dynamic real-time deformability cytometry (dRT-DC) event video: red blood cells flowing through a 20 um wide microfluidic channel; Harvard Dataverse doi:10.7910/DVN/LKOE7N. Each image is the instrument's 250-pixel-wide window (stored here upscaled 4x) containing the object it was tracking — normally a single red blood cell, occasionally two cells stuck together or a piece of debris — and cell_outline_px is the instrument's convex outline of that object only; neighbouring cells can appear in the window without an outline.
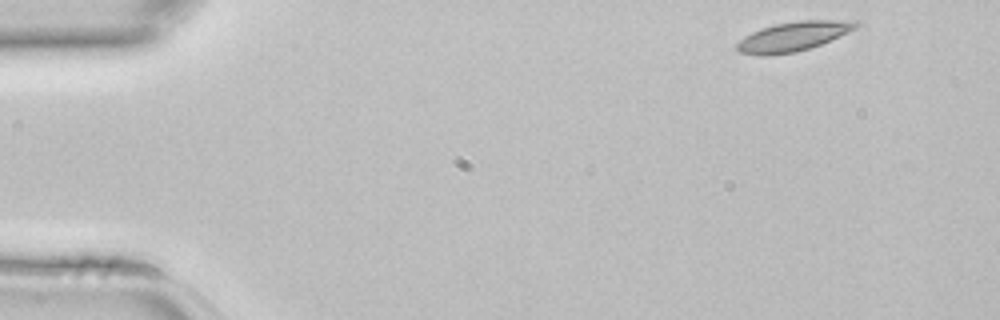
{"species": "common noctule bat (a hibernating species)", "species_latin": "Nyctalus noctula", "temperature_condition": "room temperature", "stored_images_in_passage": 42, "camera_frame_rate_fps": 3000, "um_per_image_px": 0.085, "animal": {"sex": "female", "body_mass_g": 22.7, "forearm_length_mm": 54.2}, "frame": {"image": 1, "passage_image": 1, "time_ms": 0.0, "image_size_px": [1000, 320], "cell_outline_px": [[860, 24], [856, 28], [848, 32], [820, 44], [796, 52], [768, 56], [760, 56], [736, 52], [736, 44], [744, 36], [752, 32], [776, 24], [800, 20], [860, 20]], "centroid_in_image_um": [67.41, 3.1], "position_along_channel_um": 17.6, "area_um2": 20.4}}
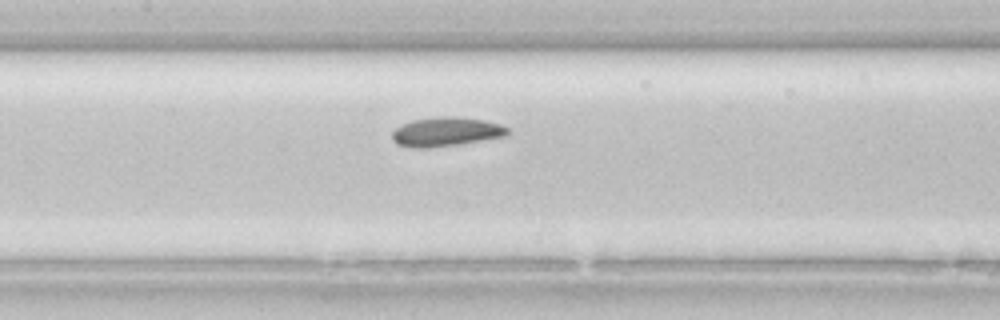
{"frame": {"image": 2, "passage_image": 18, "time_ms": 5.667, "image_size_px": [1000, 320], "cell_outline_px": [[508, 136], [460, 144], [428, 148], [416, 148], [396, 144], [392, 140], [392, 132], [396, 128], [412, 120], [436, 116], [456, 116], [484, 120], [500, 124], [508, 128]], "centroid_in_image_um": [37.92, 11.2], "position_along_channel_um": 169.5, "area_um2": 19.77}}
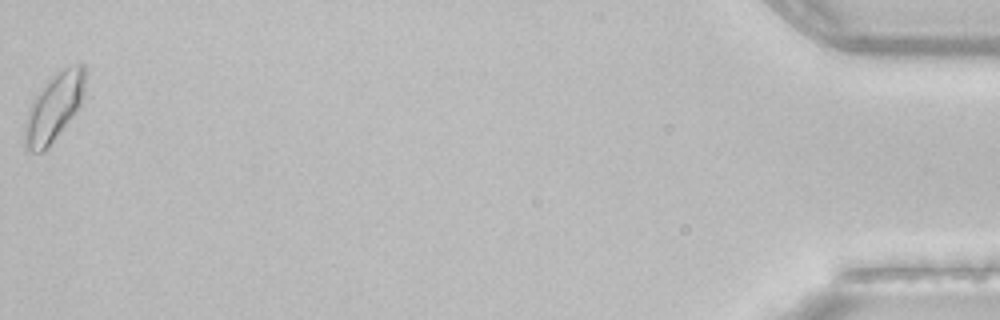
{"frame": {"image": 3, "passage_image": 42, "time_ms": 13.667, "image_size_px": [1000, 320], "cell_outline_px": [[84, 96], [76, 112], [48, 148], [44, 152], [28, 152], [24, 144], [24, 132], [28, 108], [32, 100], [40, 88], [56, 72], [68, 64], [84, 64]], "centroid_in_image_um": [4.57, 9.12], "position_along_channel_um": 430.6, "area_um2": 24.04}}